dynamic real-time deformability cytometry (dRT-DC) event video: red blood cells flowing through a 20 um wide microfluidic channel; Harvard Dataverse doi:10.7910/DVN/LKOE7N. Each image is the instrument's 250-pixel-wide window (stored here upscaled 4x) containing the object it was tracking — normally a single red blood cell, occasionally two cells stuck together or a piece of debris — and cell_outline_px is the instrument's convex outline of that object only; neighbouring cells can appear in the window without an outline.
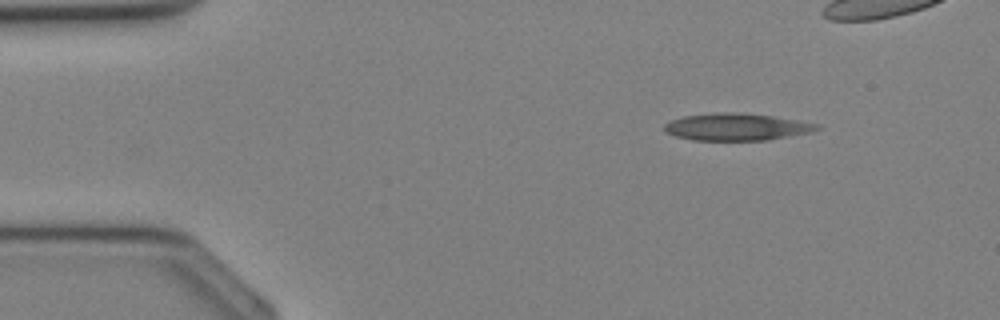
{"species": "Egyptian fruit bat (a non-hibernating species)", "species_latin": "Rousettus aegyptiacus", "temperature_condition": "cold", "stored_images_in_passage": 26, "camera_frame_rate_fps": 3000, "um_per_image_px": 0.085, "animal": {"sex": "female"}, "frame": {"image": 1, "passage_image": 1, "time_ms": 0.0, "image_size_px": [1000, 320], "cell_outline_px": [[820, 128], [812, 132], [768, 140], [692, 140], [676, 136], [664, 132], [664, 124], [672, 120], [684, 116], [716, 112], [732, 112], [772, 116], [820, 124]], "centroid_in_image_um": [62.6, 10.79], "position_along_channel_um": 22.4, "area_um2": 24.04}}
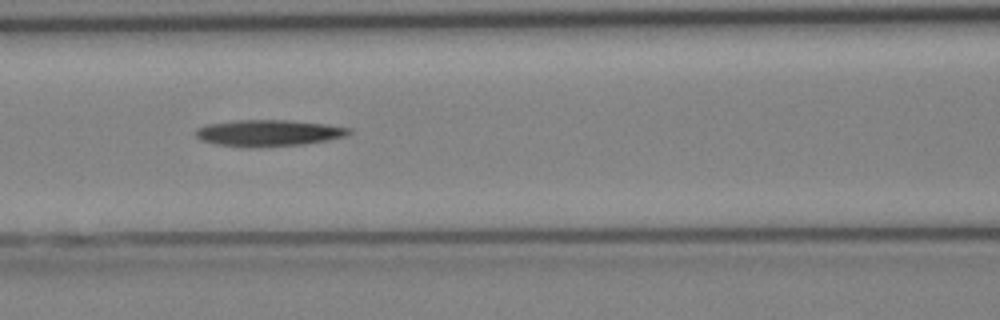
{"frame": {"image": 2, "passage_image": 11, "time_ms": 3.333, "image_size_px": [1000, 320], "cell_outline_px": [[352, 132], [344, 136], [328, 140], [304, 144], [216, 144], [200, 140], [196, 136], [196, 128], [204, 124], [236, 120], [284, 120], [328, 124], [352, 128]], "centroid_in_image_um": [22.86, 11.24], "position_along_channel_um": 143.7, "area_um2": 22.54}}
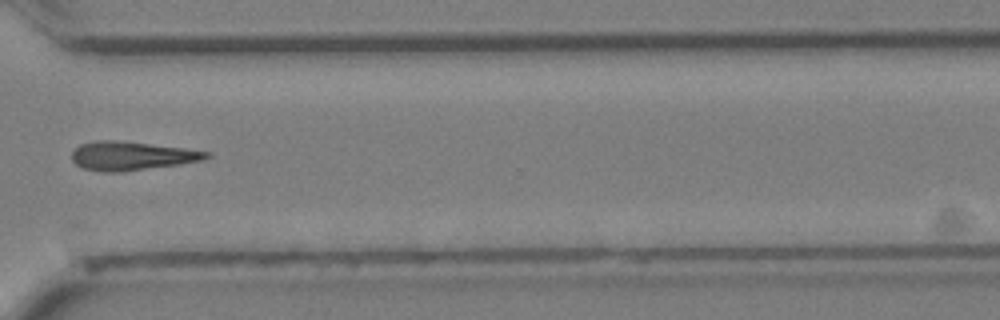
{"frame": {"image": 3, "passage_image": 22, "time_ms": 7.0, "image_size_px": [1000, 320], "cell_outline_px": [[212, 156], [204, 160], [180, 164], [120, 172], [104, 172], [84, 168], [76, 164], [72, 160], [72, 152], [80, 144], [96, 140], [116, 140], [184, 148], [212, 152]], "centroid_in_image_um": [11.22, 13.24], "position_along_channel_um": 359.4, "area_um2": 22.48}}